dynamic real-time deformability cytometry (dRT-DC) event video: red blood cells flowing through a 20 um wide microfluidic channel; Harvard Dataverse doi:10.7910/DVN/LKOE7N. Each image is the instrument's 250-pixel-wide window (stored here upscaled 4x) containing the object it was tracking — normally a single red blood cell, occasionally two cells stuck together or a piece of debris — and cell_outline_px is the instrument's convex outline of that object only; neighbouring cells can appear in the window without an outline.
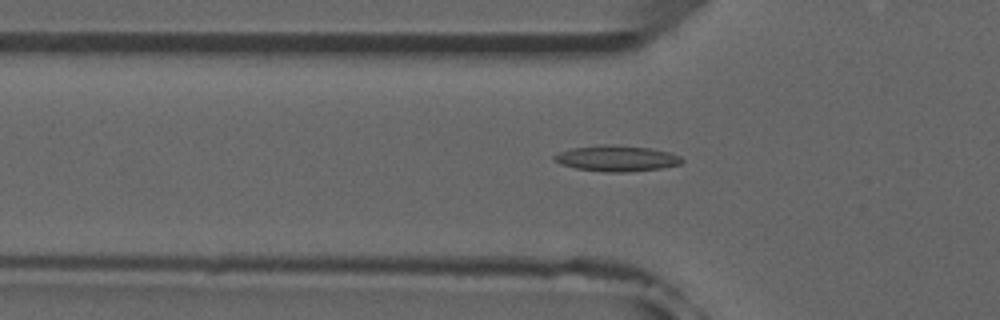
{"species": "common noctule bat (a hibernating species)", "species_latin": "Nyctalus noctula", "temperature_condition": "room temperature", "stored_images_in_passage": 36, "camera_frame_rate_fps": 3000, "um_per_image_px": 0.085, "animal": {"sex": "male", "forearm_length_mm": 52.5}, "frame": {"image": 1, "passage_image": 7, "time_ms": 2.0, "image_size_px": [1000, 320], "cell_outline_px": [[684, 160], [680, 164], [660, 168], [628, 172], [604, 172], [576, 168], [560, 164], [552, 160], [552, 156], [560, 152], [572, 148], [600, 144], [608, 144], [648, 148], [672, 152], [680, 156]], "centroid_in_image_um": [52.39, 13.46], "position_along_channel_um": 73.4, "area_um2": 19.31}}
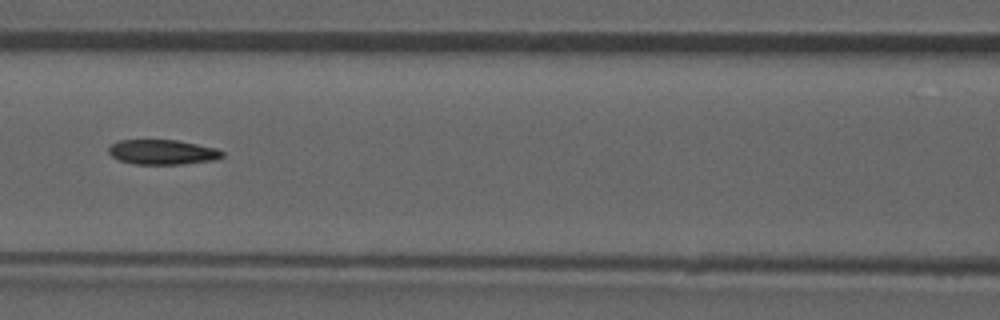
{"frame": {"image": 2, "passage_image": 13, "time_ms": 4.0, "image_size_px": [1000, 320], "cell_outline_px": [[224, 156], [216, 160], [184, 164], [132, 164], [120, 160], [112, 156], [108, 152], [108, 148], [112, 144], [120, 140], [176, 140], [216, 148], [224, 152]], "centroid_in_image_um": [13.83, 12.93], "position_along_channel_um": 152.8, "area_um2": 16.47}}
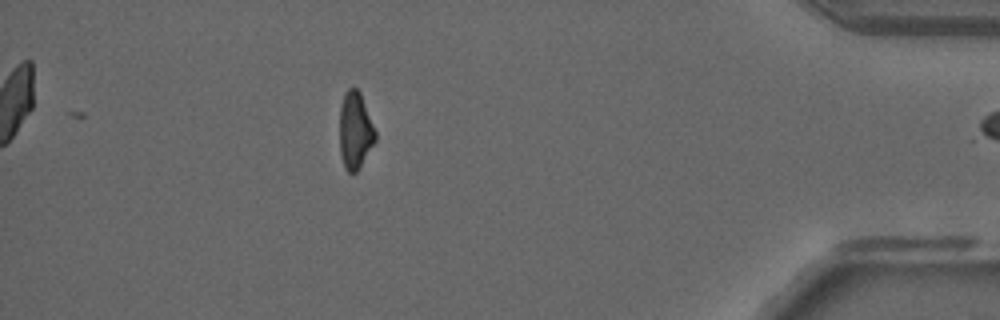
{"frame": {"image": 3, "passage_image": 36, "time_ms": 11.667, "image_size_px": [1000, 320], "cell_outline_px": [[376, 140], [356, 172], [348, 172], [344, 168], [340, 152], [340, 108], [344, 92], [348, 88], [356, 88], [360, 92], [376, 132]], "centroid_in_image_um": [30.18, 11.08], "position_along_channel_um": 405.0, "area_um2": 15.9}}